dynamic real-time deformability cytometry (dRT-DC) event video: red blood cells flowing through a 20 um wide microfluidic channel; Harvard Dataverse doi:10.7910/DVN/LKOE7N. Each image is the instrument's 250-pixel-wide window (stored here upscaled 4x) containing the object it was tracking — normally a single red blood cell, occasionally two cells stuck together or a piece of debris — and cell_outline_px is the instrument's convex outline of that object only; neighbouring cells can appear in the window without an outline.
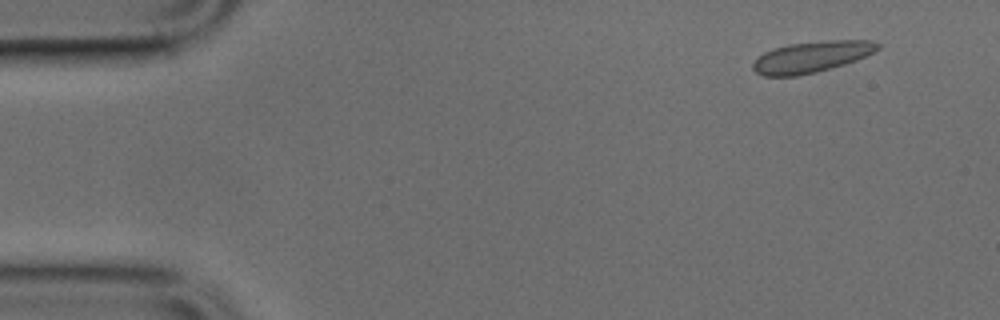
{"species": "common noctule bat (a hibernating species)", "species_latin": "Nyctalus noctula", "temperature_condition": "cold", "stored_images_in_passage": 49, "camera_frame_rate_fps": 3000, "um_per_image_px": 0.085, "animal": {"sex": "male", "body_mass_g": 17.9, "forearm_length_mm": 54.2}, "frame": {"image": 1, "passage_image": 4, "time_ms": 1.0, "image_size_px": [1000, 320], "cell_outline_px": [[880, 48], [856, 60], [844, 64], [816, 72], [796, 76], [764, 76], [756, 72], [752, 68], [752, 64], [764, 52], [772, 48], [788, 44], [828, 40], [868, 40], [880, 44]], "centroid_in_image_um": [68.95, 4.83], "position_along_channel_um": 16.0, "area_um2": 22.48}}
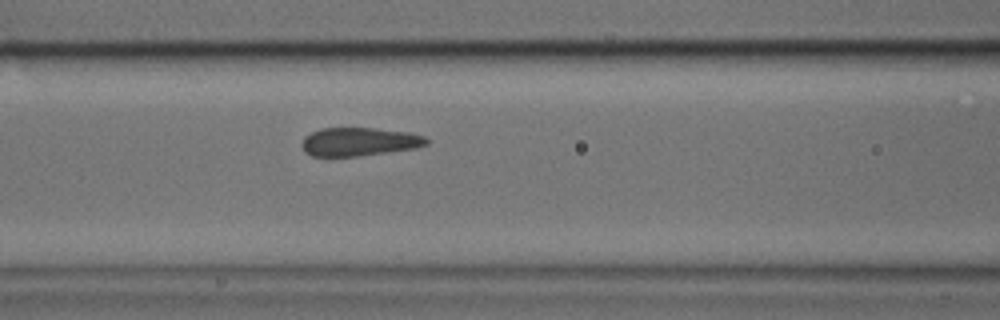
{"frame": {"image": 2, "passage_image": 20, "time_ms": 6.333, "image_size_px": [1000, 320], "cell_outline_px": [[428, 144], [416, 148], [356, 156], [312, 156], [304, 152], [300, 144], [304, 136], [320, 128], [372, 128], [408, 132], [424, 136], [428, 140]], "centroid_in_image_um": [30.49, 12.04], "position_along_channel_um": 136.1, "area_um2": 20.63}}
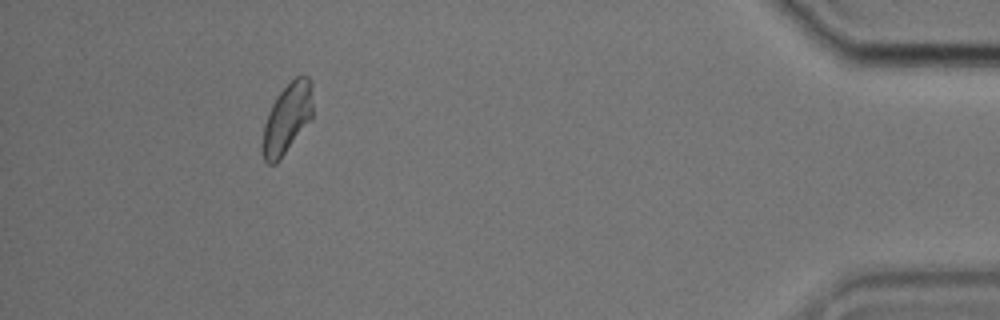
{"frame": {"image": 3, "passage_image": 45, "time_ms": 14.667, "image_size_px": [1000, 320], "cell_outline_px": [[312, 120], [280, 160], [276, 164], [268, 164], [264, 160], [260, 152], [260, 144], [264, 124], [268, 112], [276, 96], [296, 76], [308, 76], [312, 80]], "centroid_in_image_um": [24.38, 10.12], "position_along_channel_um": 410.8, "area_um2": 21.15}}